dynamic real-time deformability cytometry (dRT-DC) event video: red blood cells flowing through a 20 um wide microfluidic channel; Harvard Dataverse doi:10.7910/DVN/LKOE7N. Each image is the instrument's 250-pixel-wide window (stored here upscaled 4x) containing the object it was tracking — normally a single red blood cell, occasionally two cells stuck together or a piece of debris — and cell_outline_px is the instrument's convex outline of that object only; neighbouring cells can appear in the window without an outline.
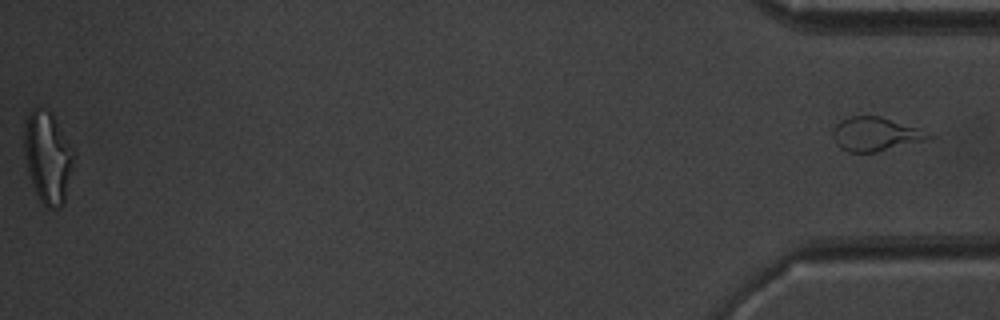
{"species": "common noctule bat (a hibernating species)", "species_latin": "Nyctalus noctula", "temperature_condition": "warm", "stored_images_in_passage": 40, "segment_of_instrument_passage": [2, 2], "camera_frame_rate_fps": 3000, "um_per_image_px": 0.085, "animal": {"sex": "male", "body_mass_g": 20.1, "forearm_length_mm": 53.5}, "frame": {"image": 1, "passage_image": 40, "time_ms": 13.0, "image_size_px": [1000, 320], "cell_outline_px": [[932, 136], [920, 140], [876, 152], [848, 152], [840, 148], [836, 144], [832, 136], [832, 128], [840, 120], [848, 116], [880, 116], [920, 128]], "centroid_in_image_um": [74.29, 11.38], "position_along_channel_um": 360.9, "area_um2": 18.55}}